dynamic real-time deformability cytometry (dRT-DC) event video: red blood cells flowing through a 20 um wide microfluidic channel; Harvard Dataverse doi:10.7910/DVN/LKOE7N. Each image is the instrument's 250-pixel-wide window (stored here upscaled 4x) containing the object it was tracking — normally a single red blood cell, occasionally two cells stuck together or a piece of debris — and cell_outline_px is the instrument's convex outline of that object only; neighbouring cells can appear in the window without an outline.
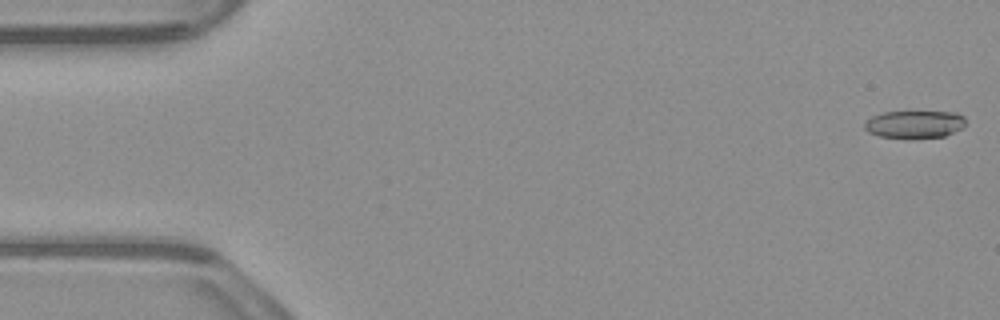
{"species": "common noctule bat (a hibernating species)", "species_latin": "Nyctalus noctula", "temperature_condition": "warm", "stored_images_in_passage": 52, "camera_frame_rate_fps": 3000, "um_per_image_px": 0.085, "animal": {"sex": "male", "body_mass_g": 23.1, "forearm_length_mm": 52.7}, "frame": {"image": 1, "passage_image": 1, "time_ms": 0.0, "image_size_px": [1000, 320], "cell_outline_px": [[964, 128], [944, 136], [912, 140], [904, 140], [880, 136], [868, 132], [864, 128], [864, 124], [872, 116], [880, 112], [956, 112], [964, 116]], "centroid_in_image_um": [77.73, 10.6], "position_along_channel_um": 7.3, "area_um2": 16.76}}
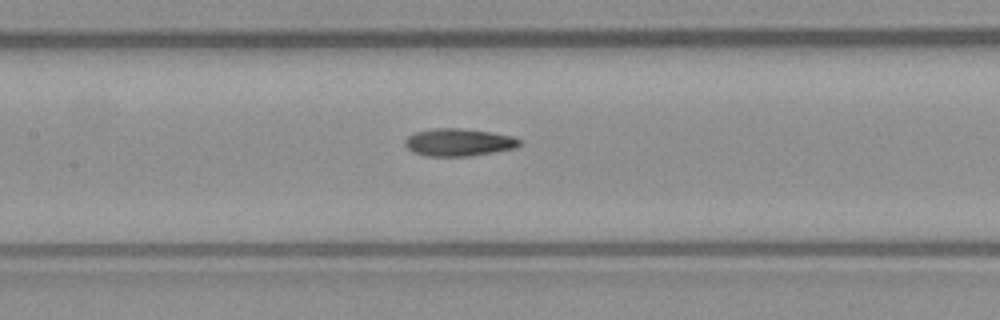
{"frame": {"image": 2, "passage_image": 24, "time_ms": 7.667, "image_size_px": [1000, 320], "cell_outline_px": [[520, 144], [516, 148], [468, 156], [424, 156], [412, 152], [404, 144], [404, 140], [408, 136], [416, 132], [432, 128], [460, 128], [492, 132], [512, 136], [520, 140]], "centroid_in_image_um": [38.95, 12.09], "position_along_channel_um": 168.4, "area_um2": 18.38}}
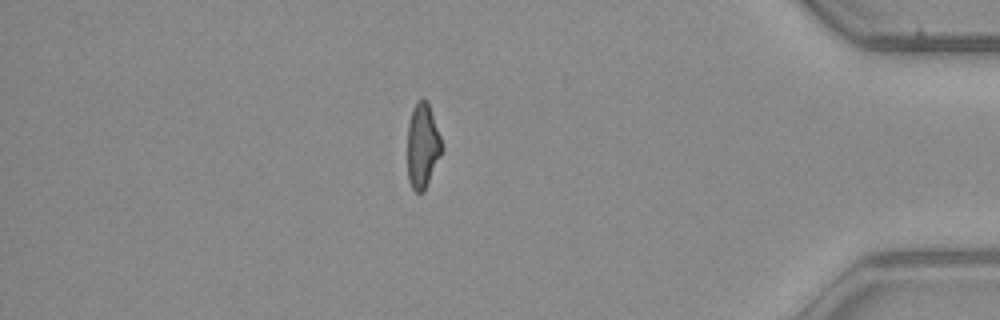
{"frame": {"image": 3, "passage_image": 45, "time_ms": 14.667, "image_size_px": [1000, 320], "cell_outline_px": [[440, 156], [424, 192], [416, 192], [412, 188], [408, 180], [408, 124], [412, 108], [424, 96], [428, 100], [440, 136]], "centroid_in_image_um": [35.9, 12.37], "position_along_channel_um": 399.3, "area_um2": 16.76}, "authors_computed_cell_mechanics": {"area_um2": 17.8602, "velocity_mm_per_s": 3.9309, "shape_relaxation_time_tau1_ms": 6.8284, "shape_relaxation_time_tau2_ms": 3.9893, "deformation_change_tau1": 0.1888, "deformation_change_tau2": 0.1336}}